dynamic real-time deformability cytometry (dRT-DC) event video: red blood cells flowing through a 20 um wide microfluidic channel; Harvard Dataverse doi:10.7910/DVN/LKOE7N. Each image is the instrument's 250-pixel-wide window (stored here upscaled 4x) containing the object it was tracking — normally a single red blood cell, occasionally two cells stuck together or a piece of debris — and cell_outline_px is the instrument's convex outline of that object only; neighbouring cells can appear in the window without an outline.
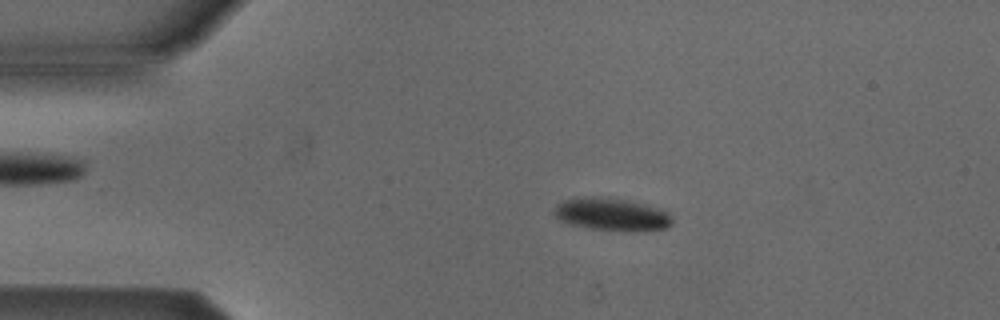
{"species": "Egyptian fruit bat (a non-hibernating species)", "species_latin": "Rousettus aegyptiacus", "temperature_condition": "cold", "stored_images_in_passage": 52, "camera_frame_rate_fps": 3000, "um_per_image_px": 0.085, "animal": {"sex": "male"}, "frame": {"image": 1, "passage_image": 10, "time_ms": 3.0, "image_size_px": [1000, 320], "cell_outline_px": [[672, 224], [664, 228], [588, 228], [568, 224], [560, 220], [552, 212], [556, 204], [564, 200], [584, 196], [608, 196], [644, 204], [660, 208], [668, 212], [672, 216]], "centroid_in_image_um": [51.9, 18.15], "position_along_channel_um": 33.1, "area_um2": 21.79}}
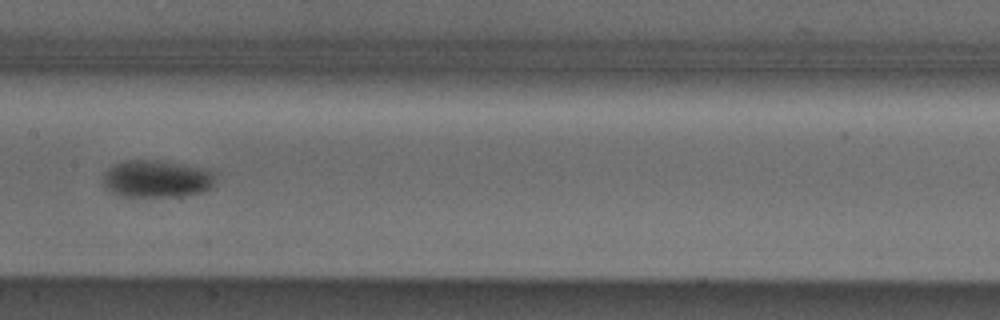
{"frame": {"image": 2, "passage_image": 26, "time_ms": 8.333, "image_size_px": [1000, 320], "cell_outline_px": [[212, 184], [204, 192], [168, 196], [120, 196], [104, 188], [104, 172], [112, 164], [124, 160], [156, 160], [200, 168], [212, 172]], "centroid_in_image_um": [13.2, 15.19], "position_along_channel_um": 194.2, "area_um2": 23.87}}
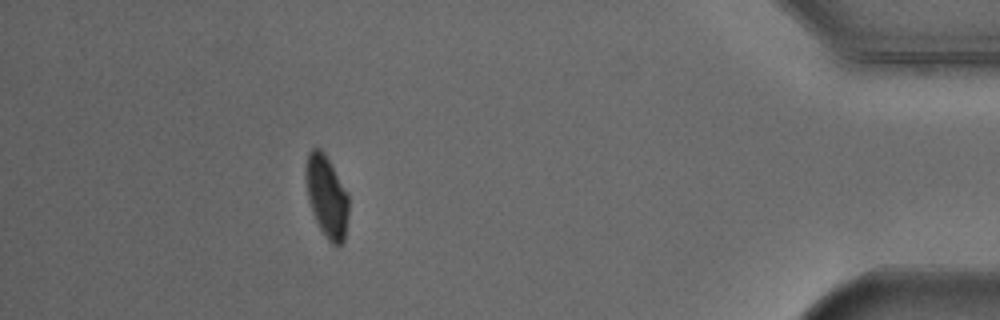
{"frame": {"image": 3, "passage_image": 47, "time_ms": 15.333, "image_size_px": [1000, 320], "cell_outline_px": [[348, 216], [344, 240], [340, 244], [332, 244], [328, 240], [320, 228], [312, 212], [308, 200], [304, 172], [304, 168], [308, 152], [312, 148], [320, 148], [324, 152], [348, 196]], "centroid_in_image_um": [27.73, 16.68], "position_along_channel_um": 407.5, "area_um2": 20.23}, "authors_computed_cell_mechanics": {"area_um2": 21.675, "velocity_mm_per_s": 3.8461, "shape_relaxation_time_tau1_ms": 3.8343, "shape_relaxation_time_tau2_ms": null, "deformation_change_tau1": 0.0943, "deformation_change_tau2": null}}